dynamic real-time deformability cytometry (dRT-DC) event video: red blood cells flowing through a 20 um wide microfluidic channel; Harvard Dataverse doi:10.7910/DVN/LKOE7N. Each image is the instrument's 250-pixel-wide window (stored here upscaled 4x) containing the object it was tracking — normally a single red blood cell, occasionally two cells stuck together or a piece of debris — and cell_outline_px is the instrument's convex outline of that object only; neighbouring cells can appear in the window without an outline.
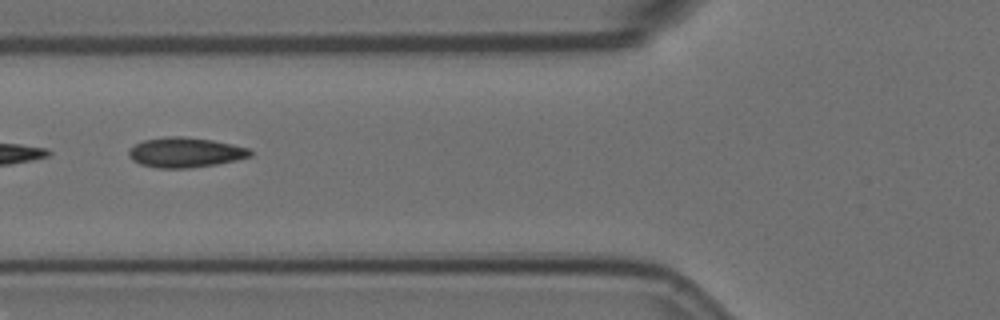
{"species": "Egyptian fruit bat (a non-hibernating species)", "species_latin": "Rousettus aegyptiacus", "temperature_condition": "room temperature", "stored_images_in_passage": 15, "camera_frame_rate_fps": 3000, "um_per_image_px": 0.085, "animal": {"sex": "female"}, "frame": {"image": 1, "passage_image": 6, "time_ms": 1.667, "image_size_px": [1000, 320], "cell_outline_px": [[252, 156], [236, 160], [216, 164], [188, 168], [156, 168], [140, 164], [132, 160], [128, 156], [128, 152], [136, 144], [144, 140], [168, 136], [184, 136], [212, 140], [232, 144], [248, 148], [252, 152]], "centroid_in_image_um": [15.75, 12.96], "position_along_channel_um": 110.1, "area_um2": 21.15}}
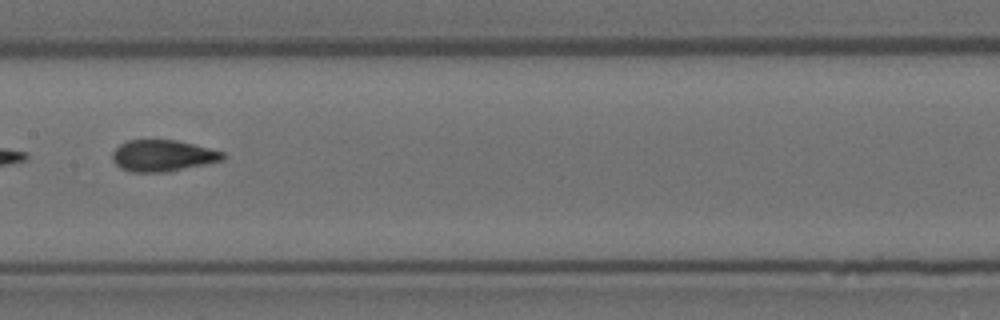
{"frame": {"image": 2, "passage_image": 8, "time_ms": 2.333, "image_size_px": [1000, 320], "cell_outline_px": [[224, 160], [168, 172], [132, 172], [120, 168], [112, 160], [112, 152], [120, 144], [128, 140], [176, 140], [224, 152]], "centroid_in_image_um": [13.81, 13.24], "position_along_channel_um": 193.6, "area_um2": 20.17}}
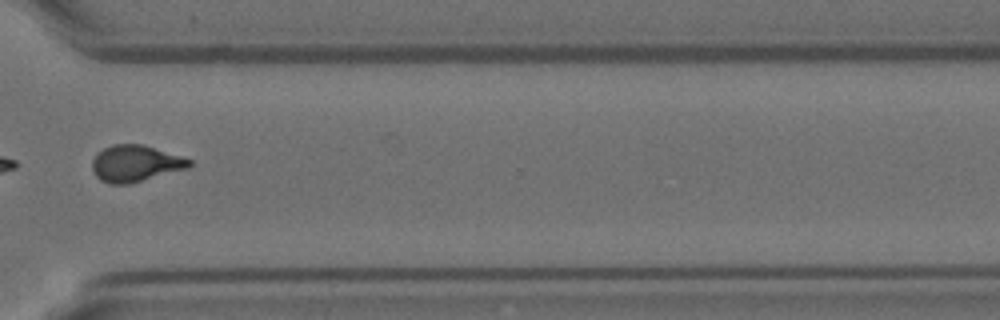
{"frame": {"image": 3, "passage_image": 12, "time_ms": 3.667, "image_size_px": [1000, 320], "cell_outline_px": [[192, 164], [188, 168], [128, 184], [108, 184], [100, 180], [92, 172], [92, 160], [96, 152], [112, 144], [140, 144], [180, 156], [192, 160]], "centroid_in_image_um": [11.45, 13.9], "position_along_channel_um": 359.1, "area_um2": 20.58}}